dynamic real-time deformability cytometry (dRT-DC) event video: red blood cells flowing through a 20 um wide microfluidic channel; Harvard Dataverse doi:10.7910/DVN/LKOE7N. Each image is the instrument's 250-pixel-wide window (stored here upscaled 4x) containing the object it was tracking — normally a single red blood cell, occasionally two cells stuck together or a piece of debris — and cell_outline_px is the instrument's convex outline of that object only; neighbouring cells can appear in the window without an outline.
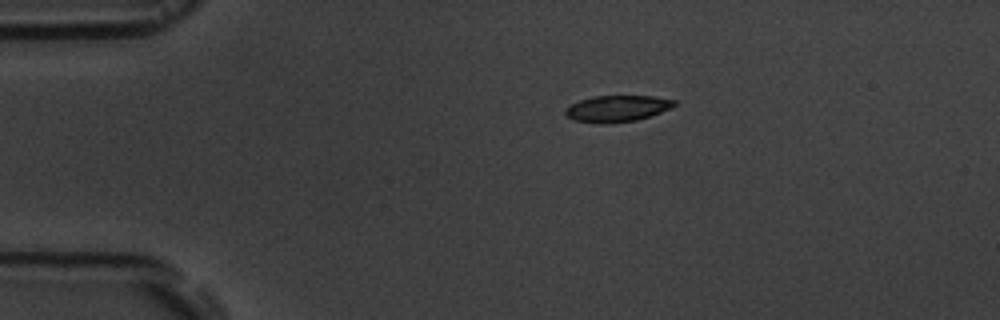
{"species": "common noctule bat (a hibernating species)", "species_latin": "Nyctalus noctula", "temperature_condition": "room temperature", "stored_images_in_passage": 3, "camera_frame_rate_fps": 3000, "um_per_image_px": 0.085, "animal": {"sex": "male", "body_mass_g": 19.5, "forearm_length_mm": 54.6}, "frame": {"image": 1, "passage_image": 1, "time_ms": 0.0, "image_size_px": [1000, 320], "cell_outline_px": [[676, 104], [660, 112], [636, 120], [604, 124], [600, 124], [572, 120], [564, 112], [564, 108], [580, 100], [592, 96], [652, 96], [676, 100]], "centroid_in_image_um": [52.4, 9.23], "position_along_channel_um": 32.6, "area_um2": 16.65}}
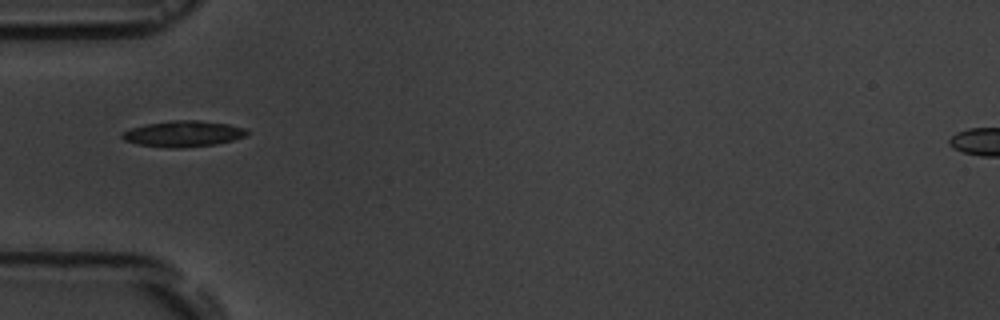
{"frame": {"image": 2, "passage_image": 3, "time_ms": 2.333, "image_size_px": [1000, 320], "cell_outline_px": [[248, 132], [244, 136], [232, 140], [216, 144], [180, 148], [168, 148], [136, 144], [124, 140], [120, 136], [124, 132], [132, 128], [144, 124], [172, 120], [200, 120], [228, 124], [244, 128]], "centroid_in_image_um": [15.54, 11.37], "position_along_channel_um": 69.5, "area_um2": 18.84}}